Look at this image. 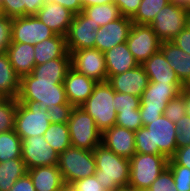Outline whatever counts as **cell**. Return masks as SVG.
<instances>
[{"label":"cell","mask_w":190,"mask_h":191,"mask_svg":"<svg viewBox=\"0 0 190 191\" xmlns=\"http://www.w3.org/2000/svg\"><path fill=\"white\" fill-rule=\"evenodd\" d=\"M185 89L174 99H171L164 110V116L174 124L186 115Z\"/></svg>","instance_id":"36"},{"label":"cell","mask_w":190,"mask_h":191,"mask_svg":"<svg viewBox=\"0 0 190 191\" xmlns=\"http://www.w3.org/2000/svg\"><path fill=\"white\" fill-rule=\"evenodd\" d=\"M139 191H150L149 189H140Z\"/></svg>","instance_id":"58"},{"label":"cell","mask_w":190,"mask_h":191,"mask_svg":"<svg viewBox=\"0 0 190 191\" xmlns=\"http://www.w3.org/2000/svg\"><path fill=\"white\" fill-rule=\"evenodd\" d=\"M126 43L135 60L139 65H142L155 52L160 50L162 41L150 25L133 23Z\"/></svg>","instance_id":"11"},{"label":"cell","mask_w":190,"mask_h":191,"mask_svg":"<svg viewBox=\"0 0 190 191\" xmlns=\"http://www.w3.org/2000/svg\"><path fill=\"white\" fill-rule=\"evenodd\" d=\"M46 0H23V16L36 15Z\"/></svg>","instance_id":"48"},{"label":"cell","mask_w":190,"mask_h":191,"mask_svg":"<svg viewBox=\"0 0 190 191\" xmlns=\"http://www.w3.org/2000/svg\"><path fill=\"white\" fill-rule=\"evenodd\" d=\"M186 88L190 91V83L186 86Z\"/></svg>","instance_id":"57"},{"label":"cell","mask_w":190,"mask_h":191,"mask_svg":"<svg viewBox=\"0 0 190 191\" xmlns=\"http://www.w3.org/2000/svg\"><path fill=\"white\" fill-rule=\"evenodd\" d=\"M176 125L161 115L135 132L136 153L164 155L171 159L177 149Z\"/></svg>","instance_id":"1"},{"label":"cell","mask_w":190,"mask_h":191,"mask_svg":"<svg viewBox=\"0 0 190 191\" xmlns=\"http://www.w3.org/2000/svg\"><path fill=\"white\" fill-rule=\"evenodd\" d=\"M96 83L71 67L64 79L65 92L69 104L73 107H80L92 94Z\"/></svg>","instance_id":"20"},{"label":"cell","mask_w":190,"mask_h":191,"mask_svg":"<svg viewBox=\"0 0 190 191\" xmlns=\"http://www.w3.org/2000/svg\"><path fill=\"white\" fill-rule=\"evenodd\" d=\"M47 108H40L37 102L18 100L14 131L21 140L30 136H43L49 128L50 117Z\"/></svg>","instance_id":"7"},{"label":"cell","mask_w":190,"mask_h":191,"mask_svg":"<svg viewBox=\"0 0 190 191\" xmlns=\"http://www.w3.org/2000/svg\"><path fill=\"white\" fill-rule=\"evenodd\" d=\"M186 86L183 83H161L149 81L140 97V114L143 127L164 114L166 105L177 97Z\"/></svg>","instance_id":"4"},{"label":"cell","mask_w":190,"mask_h":191,"mask_svg":"<svg viewBox=\"0 0 190 191\" xmlns=\"http://www.w3.org/2000/svg\"><path fill=\"white\" fill-rule=\"evenodd\" d=\"M107 77L119 75L136 68L139 64L129 51L127 43L116 45L112 49L104 52Z\"/></svg>","instance_id":"22"},{"label":"cell","mask_w":190,"mask_h":191,"mask_svg":"<svg viewBox=\"0 0 190 191\" xmlns=\"http://www.w3.org/2000/svg\"><path fill=\"white\" fill-rule=\"evenodd\" d=\"M188 15L182 5L170 1L156 14L150 26L162 42L172 41L187 27Z\"/></svg>","instance_id":"10"},{"label":"cell","mask_w":190,"mask_h":191,"mask_svg":"<svg viewBox=\"0 0 190 191\" xmlns=\"http://www.w3.org/2000/svg\"><path fill=\"white\" fill-rule=\"evenodd\" d=\"M22 158V140L14 131L0 133V162Z\"/></svg>","instance_id":"32"},{"label":"cell","mask_w":190,"mask_h":191,"mask_svg":"<svg viewBox=\"0 0 190 191\" xmlns=\"http://www.w3.org/2000/svg\"><path fill=\"white\" fill-rule=\"evenodd\" d=\"M160 51L171 68L176 72L179 80L187 86L190 83V55L171 41L162 42Z\"/></svg>","instance_id":"24"},{"label":"cell","mask_w":190,"mask_h":191,"mask_svg":"<svg viewBox=\"0 0 190 191\" xmlns=\"http://www.w3.org/2000/svg\"><path fill=\"white\" fill-rule=\"evenodd\" d=\"M187 27L190 29V14L188 15V24Z\"/></svg>","instance_id":"56"},{"label":"cell","mask_w":190,"mask_h":191,"mask_svg":"<svg viewBox=\"0 0 190 191\" xmlns=\"http://www.w3.org/2000/svg\"><path fill=\"white\" fill-rule=\"evenodd\" d=\"M68 191H105L95 175L80 179L67 187Z\"/></svg>","instance_id":"42"},{"label":"cell","mask_w":190,"mask_h":191,"mask_svg":"<svg viewBox=\"0 0 190 191\" xmlns=\"http://www.w3.org/2000/svg\"><path fill=\"white\" fill-rule=\"evenodd\" d=\"M43 138L58 154L72 146L67 123H51Z\"/></svg>","instance_id":"31"},{"label":"cell","mask_w":190,"mask_h":191,"mask_svg":"<svg viewBox=\"0 0 190 191\" xmlns=\"http://www.w3.org/2000/svg\"><path fill=\"white\" fill-rule=\"evenodd\" d=\"M71 68L70 53L63 57L51 59L50 61L35 66L30 73L35 79L64 80L68 70Z\"/></svg>","instance_id":"27"},{"label":"cell","mask_w":190,"mask_h":191,"mask_svg":"<svg viewBox=\"0 0 190 191\" xmlns=\"http://www.w3.org/2000/svg\"><path fill=\"white\" fill-rule=\"evenodd\" d=\"M186 113L190 116V91L185 88Z\"/></svg>","instance_id":"52"},{"label":"cell","mask_w":190,"mask_h":191,"mask_svg":"<svg viewBox=\"0 0 190 191\" xmlns=\"http://www.w3.org/2000/svg\"><path fill=\"white\" fill-rule=\"evenodd\" d=\"M96 162L95 176L105 191H116L128 185L130 173L129 158L115 154L103 144L93 150Z\"/></svg>","instance_id":"2"},{"label":"cell","mask_w":190,"mask_h":191,"mask_svg":"<svg viewBox=\"0 0 190 191\" xmlns=\"http://www.w3.org/2000/svg\"><path fill=\"white\" fill-rule=\"evenodd\" d=\"M107 82L115 92L141 97L149 84V77L143 66L138 65L136 68L119 75L110 76Z\"/></svg>","instance_id":"17"},{"label":"cell","mask_w":190,"mask_h":191,"mask_svg":"<svg viewBox=\"0 0 190 191\" xmlns=\"http://www.w3.org/2000/svg\"><path fill=\"white\" fill-rule=\"evenodd\" d=\"M82 12L91 19L95 25V30L121 17L119 8L115 3L84 7Z\"/></svg>","instance_id":"30"},{"label":"cell","mask_w":190,"mask_h":191,"mask_svg":"<svg viewBox=\"0 0 190 191\" xmlns=\"http://www.w3.org/2000/svg\"><path fill=\"white\" fill-rule=\"evenodd\" d=\"M59 154L43 138L30 136L22 140V159L26 169L58 165Z\"/></svg>","instance_id":"14"},{"label":"cell","mask_w":190,"mask_h":191,"mask_svg":"<svg viewBox=\"0 0 190 191\" xmlns=\"http://www.w3.org/2000/svg\"><path fill=\"white\" fill-rule=\"evenodd\" d=\"M149 81L161 83H182L159 50L142 64Z\"/></svg>","instance_id":"25"},{"label":"cell","mask_w":190,"mask_h":191,"mask_svg":"<svg viewBox=\"0 0 190 191\" xmlns=\"http://www.w3.org/2000/svg\"><path fill=\"white\" fill-rule=\"evenodd\" d=\"M2 15L8 18L23 16V0H0Z\"/></svg>","instance_id":"44"},{"label":"cell","mask_w":190,"mask_h":191,"mask_svg":"<svg viewBox=\"0 0 190 191\" xmlns=\"http://www.w3.org/2000/svg\"><path fill=\"white\" fill-rule=\"evenodd\" d=\"M148 189L150 191H177L171 170L166 167Z\"/></svg>","instance_id":"39"},{"label":"cell","mask_w":190,"mask_h":191,"mask_svg":"<svg viewBox=\"0 0 190 191\" xmlns=\"http://www.w3.org/2000/svg\"><path fill=\"white\" fill-rule=\"evenodd\" d=\"M81 3L84 8V7H89L93 5L114 3V0H81Z\"/></svg>","instance_id":"51"},{"label":"cell","mask_w":190,"mask_h":191,"mask_svg":"<svg viewBox=\"0 0 190 191\" xmlns=\"http://www.w3.org/2000/svg\"><path fill=\"white\" fill-rule=\"evenodd\" d=\"M36 16L54 34L66 36L74 14L60 4L46 1Z\"/></svg>","instance_id":"19"},{"label":"cell","mask_w":190,"mask_h":191,"mask_svg":"<svg viewBox=\"0 0 190 191\" xmlns=\"http://www.w3.org/2000/svg\"><path fill=\"white\" fill-rule=\"evenodd\" d=\"M9 191H36L30 176L26 173L19 178Z\"/></svg>","instance_id":"49"},{"label":"cell","mask_w":190,"mask_h":191,"mask_svg":"<svg viewBox=\"0 0 190 191\" xmlns=\"http://www.w3.org/2000/svg\"><path fill=\"white\" fill-rule=\"evenodd\" d=\"M178 133L176 136L177 148L190 145V116L186 114L175 123Z\"/></svg>","instance_id":"40"},{"label":"cell","mask_w":190,"mask_h":191,"mask_svg":"<svg viewBox=\"0 0 190 191\" xmlns=\"http://www.w3.org/2000/svg\"><path fill=\"white\" fill-rule=\"evenodd\" d=\"M170 1L183 6L187 0H170Z\"/></svg>","instance_id":"55"},{"label":"cell","mask_w":190,"mask_h":191,"mask_svg":"<svg viewBox=\"0 0 190 191\" xmlns=\"http://www.w3.org/2000/svg\"><path fill=\"white\" fill-rule=\"evenodd\" d=\"M27 174L36 191H67L58 165L30 168Z\"/></svg>","instance_id":"21"},{"label":"cell","mask_w":190,"mask_h":191,"mask_svg":"<svg viewBox=\"0 0 190 191\" xmlns=\"http://www.w3.org/2000/svg\"><path fill=\"white\" fill-rule=\"evenodd\" d=\"M49 2L60 4L61 6L68 9L74 15L83 11L81 0H46Z\"/></svg>","instance_id":"50"},{"label":"cell","mask_w":190,"mask_h":191,"mask_svg":"<svg viewBox=\"0 0 190 191\" xmlns=\"http://www.w3.org/2000/svg\"><path fill=\"white\" fill-rule=\"evenodd\" d=\"M167 165H182L190 169V145L177 148Z\"/></svg>","instance_id":"46"},{"label":"cell","mask_w":190,"mask_h":191,"mask_svg":"<svg viewBox=\"0 0 190 191\" xmlns=\"http://www.w3.org/2000/svg\"><path fill=\"white\" fill-rule=\"evenodd\" d=\"M116 113L117 116L115 125L124 127L134 132H136L139 128L143 127L139 109L116 111Z\"/></svg>","instance_id":"35"},{"label":"cell","mask_w":190,"mask_h":191,"mask_svg":"<svg viewBox=\"0 0 190 191\" xmlns=\"http://www.w3.org/2000/svg\"><path fill=\"white\" fill-rule=\"evenodd\" d=\"M20 80L9 61L8 54H0V96L17 98L20 91Z\"/></svg>","instance_id":"28"},{"label":"cell","mask_w":190,"mask_h":191,"mask_svg":"<svg viewBox=\"0 0 190 191\" xmlns=\"http://www.w3.org/2000/svg\"><path fill=\"white\" fill-rule=\"evenodd\" d=\"M26 173L27 169L22 158L0 162V191H9Z\"/></svg>","instance_id":"29"},{"label":"cell","mask_w":190,"mask_h":191,"mask_svg":"<svg viewBox=\"0 0 190 191\" xmlns=\"http://www.w3.org/2000/svg\"><path fill=\"white\" fill-rule=\"evenodd\" d=\"M73 106L71 104H58L47 107L46 114L50 117L51 123H67Z\"/></svg>","instance_id":"38"},{"label":"cell","mask_w":190,"mask_h":191,"mask_svg":"<svg viewBox=\"0 0 190 191\" xmlns=\"http://www.w3.org/2000/svg\"><path fill=\"white\" fill-rule=\"evenodd\" d=\"M18 100L37 102L40 108L58 104H69L64 80L35 79L31 74L20 80Z\"/></svg>","instance_id":"3"},{"label":"cell","mask_w":190,"mask_h":191,"mask_svg":"<svg viewBox=\"0 0 190 191\" xmlns=\"http://www.w3.org/2000/svg\"><path fill=\"white\" fill-rule=\"evenodd\" d=\"M71 67L95 82L107 81V69L104 53L96 48L68 51Z\"/></svg>","instance_id":"13"},{"label":"cell","mask_w":190,"mask_h":191,"mask_svg":"<svg viewBox=\"0 0 190 191\" xmlns=\"http://www.w3.org/2000/svg\"><path fill=\"white\" fill-rule=\"evenodd\" d=\"M65 37L68 51L95 48L97 30L91 19L80 12L73 16Z\"/></svg>","instance_id":"15"},{"label":"cell","mask_w":190,"mask_h":191,"mask_svg":"<svg viewBox=\"0 0 190 191\" xmlns=\"http://www.w3.org/2000/svg\"><path fill=\"white\" fill-rule=\"evenodd\" d=\"M128 185L148 189L167 167L168 159L164 155L135 153L130 159Z\"/></svg>","instance_id":"8"},{"label":"cell","mask_w":190,"mask_h":191,"mask_svg":"<svg viewBox=\"0 0 190 191\" xmlns=\"http://www.w3.org/2000/svg\"><path fill=\"white\" fill-rule=\"evenodd\" d=\"M171 170L177 191H190V169L182 165H167Z\"/></svg>","instance_id":"37"},{"label":"cell","mask_w":190,"mask_h":191,"mask_svg":"<svg viewBox=\"0 0 190 191\" xmlns=\"http://www.w3.org/2000/svg\"><path fill=\"white\" fill-rule=\"evenodd\" d=\"M34 49L36 66L51 59L61 58L68 52L66 37L55 34L53 37L34 45Z\"/></svg>","instance_id":"26"},{"label":"cell","mask_w":190,"mask_h":191,"mask_svg":"<svg viewBox=\"0 0 190 191\" xmlns=\"http://www.w3.org/2000/svg\"><path fill=\"white\" fill-rule=\"evenodd\" d=\"M80 107L95 120L101 133L115 125V91L107 81L97 82L92 94Z\"/></svg>","instance_id":"5"},{"label":"cell","mask_w":190,"mask_h":191,"mask_svg":"<svg viewBox=\"0 0 190 191\" xmlns=\"http://www.w3.org/2000/svg\"><path fill=\"white\" fill-rule=\"evenodd\" d=\"M169 2L170 0H142L137 12L131 18L132 22L139 25H150L156 14Z\"/></svg>","instance_id":"33"},{"label":"cell","mask_w":190,"mask_h":191,"mask_svg":"<svg viewBox=\"0 0 190 191\" xmlns=\"http://www.w3.org/2000/svg\"><path fill=\"white\" fill-rule=\"evenodd\" d=\"M177 47L190 55V29H183L172 41Z\"/></svg>","instance_id":"47"},{"label":"cell","mask_w":190,"mask_h":191,"mask_svg":"<svg viewBox=\"0 0 190 191\" xmlns=\"http://www.w3.org/2000/svg\"><path fill=\"white\" fill-rule=\"evenodd\" d=\"M116 191H139V190L135 187L130 186V185H125V186L119 187Z\"/></svg>","instance_id":"53"},{"label":"cell","mask_w":190,"mask_h":191,"mask_svg":"<svg viewBox=\"0 0 190 191\" xmlns=\"http://www.w3.org/2000/svg\"><path fill=\"white\" fill-rule=\"evenodd\" d=\"M9 61L20 79L29 75L35 64V49L33 45L10 43L7 52Z\"/></svg>","instance_id":"23"},{"label":"cell","mask_w":190,"mask_h":191,"mask_svg":"<svg viewBox=\"0 0 190 191\" xmlns=\"http://www.w3.org/2000/svg\"><path fill=\"white\" fill-rule=\"evenodd\" d=\"M58 168L67 187L75 181L92 176L96 172L93 151L70 146L59 154Z\"/></svg>","instance_id":"6"},{"label":"cell","mask_w":190,"mask_h":191,"mask_svg":"<svg viewBox=\"0 0 190 191\" xmlns=\"http://www.w3.org/2000/svg\"><path fill=\"white\" fill-rule=\"evenodd\" d=\"M55 34L36 15L12 18L11 43L36 45Z\"/></svg>","instance_id":"12"},{"label":"cell","mask_w":190,"mask_h":191,"mask_svg":"<svg viewBox=\"0 0 190 191\" xmlns=\"http://www.w3.org/2000/svg\"><path fill=\"white\" fill-rule=\"evenodd\" d=\"M142 0H114L121 16L132 18L137 12Z\"/></svg>","instance_id":"45"},{"label":"cell","mask_w":190,"mask_h":191,"mask_svg":"<svg viewBox=\"0 0 190 191\" xmlns=\"http://www.w3.org/2000/svg\"><path fill=\"white\" fill-rule=\"evenodd\" d=\"M12 18L0 17V54L6 53L11 43Z\"/></svg>","instance_id":"43"},{"label":"cell","mask_w":190,"mask_h":191,"mask_svg":"<svg viewBox=\"0 0 190 191\" xmlns=\"http://www.w3.org/2000/svg\"><path fill=\"white\" fill-rule=\"evenodd\" d=\"M17 104V98L0 99V133L14 130Z\"/></svg>","instance_id":"34"},{"label":"cell","mask_w":190,"mask_h":191,"mask_svg":"<svg viewBox=\"0 0 190 191\" xmlns=\"http://www.w3.org/2000/svg\"><path fill=\"white\" fill-rule=\"evenodd\" d=\"M101 144L115 154L129 159L136 153L135 132L118 125L102 133Z\"/></svg>","instance_id":"18"},{"label":"cell","mask_w":190,"mask_h":191,"mask_svg":"<svg viewBox=\"0 0 190 191\" xmlns=\"http://www.w3.org/2000/svg\"><path fill=\"white\" fill-rule=\"evenodd\" d=\"M185 11L190 14V0H187L186 3L183 5Z\"/></svg>","instance_id":"54"},{"label":"cell","mask_w":190,"mask_h":191,"mask_svg":"<svg viewBox=\"0 0 190 191\" xmlns=\"http://www.w3.org/2000/svg\"><path fill=\"white\" fill-rule=\"evenodd\" d=\"M140 97L130 94L115 92V108L116 111H127L140 108Z\"/></svg>","instance_id":"41"},{"label":"cell","mask_w":190,"mask_h":191,"mask_svg":"<svg viewBox=\"0 0 190 191\" xmlns=\"http://www.w3.org/2000/svg\"><path fill=\"white\" fill-rule=\"evenodd\" d=\"M67 124L73 147L93 151L101 144L102 133L82 107H73Z\"/></svg>","instance_id":"9"},{"label":"cell","mask_w":190,"mask_h":191,"mask_svg":"<svg viewBox=\"0 0 190 191\" xmlns=\"http://www.w3.org/2000/svg\"><path fill=\"white\" fill-rule=\"evenodd\" d=\"M132 25L131 18L121 16L117 20L100 27L97 30L95 48L104 53L116 45L125 43Z\"/></svg>","instance_id":"16"}]
</instances>
